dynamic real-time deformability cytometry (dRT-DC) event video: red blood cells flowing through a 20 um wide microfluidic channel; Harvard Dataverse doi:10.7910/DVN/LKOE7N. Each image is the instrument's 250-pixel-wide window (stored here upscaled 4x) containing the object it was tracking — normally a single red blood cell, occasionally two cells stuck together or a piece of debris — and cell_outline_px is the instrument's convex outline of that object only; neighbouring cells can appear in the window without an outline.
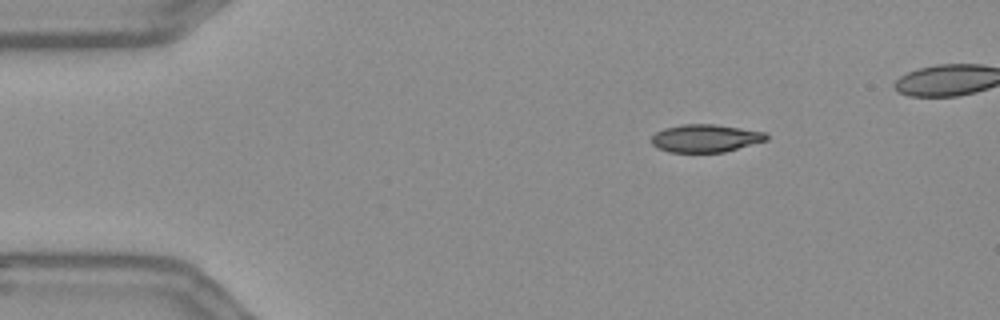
{"species": "Egyptian fruit bat (a non-hibernating species)", "species_latin": "Rousettus aegyptiacus", "temperature_condition": "warm", "stored_images_in_passage": 10, "camera_frame_rate_fps": 3000, "um_per_image_px": 0.085, "frame": {"image": 1, "passage_image": 1, "time_ms": 0.0, "image_size_px": [1000, 320], "cell_outline_px": [[768, 140], [724, 152], [668, 152], [656, 148], [652, 144], [652, 136], [656, 132], [664, 128], [680, 124], [716, 124], [764, 132], [768, 136]], "centroid_in_image_um": [59.94, 11.75], "position_along_channel_um": 25.1, "area_um2": 18.67}}